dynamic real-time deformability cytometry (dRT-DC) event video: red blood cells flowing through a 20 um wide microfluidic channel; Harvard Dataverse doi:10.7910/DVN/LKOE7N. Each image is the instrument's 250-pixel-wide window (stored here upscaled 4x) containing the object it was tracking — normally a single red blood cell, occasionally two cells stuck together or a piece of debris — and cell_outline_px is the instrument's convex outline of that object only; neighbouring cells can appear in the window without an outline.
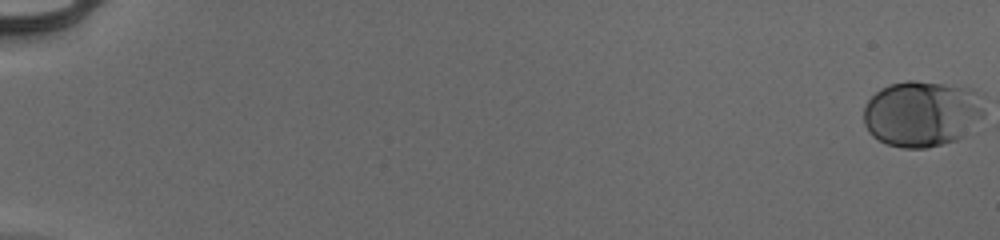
{"species": "human", "species_latin": "Homo sapiens", "temperature_condition": "cold", "stored_images_in_passage": 2, "camera_frame_rate_fps": 3000, "um_per_image_px": 0.085, "donor": {"sex": "male"}, "frame": {"image": 1, "passage_image": 1, "time_ms": 0.0, "image_size_px": [1000, 240], "cell_outline_px": [[984, 116], [964, 136], [956, 140], [928, 148], [904, 148], [888, 144], [872, 136], [868, 132], [864, 124], [864, 108], [868, 100], [880, 88], [892, 84], [908, 80], [916, 80], [968, 88], [984, 112]], "centroid_in_image_um": [78.29, 9.69], "position_along_channel_um": 6.7, "area_um2": 45.78}}